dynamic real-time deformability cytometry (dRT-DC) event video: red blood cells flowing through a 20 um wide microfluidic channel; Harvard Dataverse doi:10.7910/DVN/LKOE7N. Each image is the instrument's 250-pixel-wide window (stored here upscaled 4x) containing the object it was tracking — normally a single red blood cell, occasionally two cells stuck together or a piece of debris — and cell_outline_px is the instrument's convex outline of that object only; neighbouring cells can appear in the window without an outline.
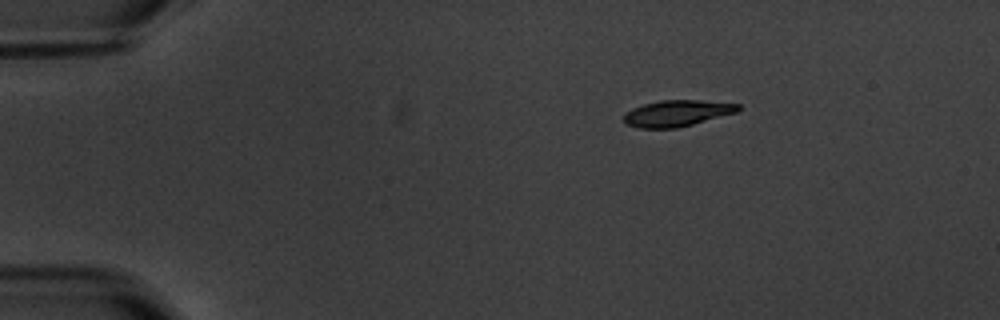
{"species": "common noctule bat (a hibernating species)", "species_latin": "Nyctalus noctula", "temperature_condition": "warm", "stored_images_in_passage": 3, "camera_frame_rate_fps": 3000, "um_per_image_px": 0.085, "animal": {"sex": "male", "body_mass_g": 20.1, "forearm_length_mm": 53.5}, "frame": {"image": 1, "passage_image": 1, "time_ms": 0.0, "image_size_px": [1000, 320], "cell_outline_px": [[740, 108], [736, 112], [692, 124], [676, 128], [640, 128], [628, 124], [624, 120], [624, 112], [632, 108], [644, 104], [660, 100], [700, 100], [740, 104]], "centroid_in_image_um": [57.52, 9.62], "position_along_channel_um": 27.5, "area_um2": 17.28}}